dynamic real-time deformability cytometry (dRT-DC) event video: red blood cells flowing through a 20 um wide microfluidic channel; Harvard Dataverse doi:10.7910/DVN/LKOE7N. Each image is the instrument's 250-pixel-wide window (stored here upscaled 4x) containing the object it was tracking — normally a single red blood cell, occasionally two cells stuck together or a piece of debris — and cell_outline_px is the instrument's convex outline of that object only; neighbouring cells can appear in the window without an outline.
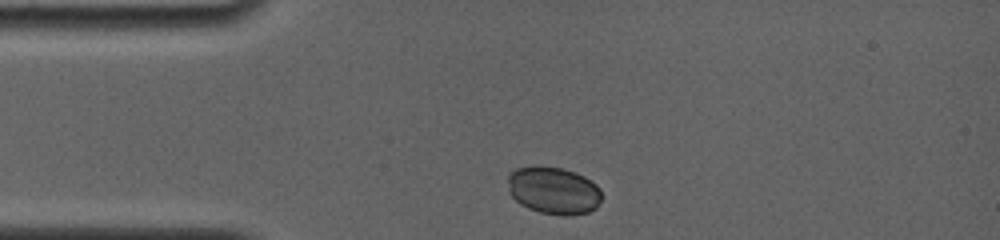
{"species": "common noctule bat (a hibernating species)", "species_latin": "Nyctalus noctula", "temperature_condition": "room temperature", "stored_images_in_passage": 2, "camera_frame_rate_fps": 4000, "um_per_image_px": 0.085, "animal": {"sex": "female", "body_mass_g": 19.0, "forearm_length_mm": 56.7}, "frame": {"image": 1, "passage_image": 1, "time_ms": 0.0, "image_size_px": [1000, 240], "cell_outline_px": [[600, 200], [596, 208], [588, 212], [572, 216], [564, 216], [540, 212], [528, 208], [520, 204], [508, 192], [508, 176], [516, 168], [536, 164], [560, 168], [576, 172], [584, 176], [596, 184], [600, 188]], "centroid_in_image_um": [47.04, 16.18], "position_along_channel_um": 38.0, "area_um2": 26.24}}